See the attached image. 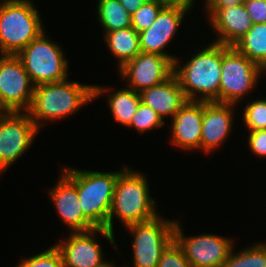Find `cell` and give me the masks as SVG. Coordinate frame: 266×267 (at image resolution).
<instances>
[{"instance_id":"cell-1","label":"cell","mask_w":266,"mask_h":267,"mask_svg":"<svg viewBox=\"0 0 266 267\" xmlns=\"http://www.w3.org/2000/svg\"><path fill=\"white\" fill-rule=\"evenodd\" d=\"M68 79L34 88L27 113L39 130L46 124L45 121L63 120L94 100V85Z\"/></svg>"},{"instance_id":"cell-2","label":"cell","mask_w":266,"mask_h":267,"mask_svg":"<svg viewBox=\"0 0 266 267\" xmlns=\"http://www.w3.org/2000/svg\"><path fill=\"white\" fill-rule=\"evenodd\" d=\"M174 61V75L188 101L219 103V86L222 69V44L212 42L197 50L190 60Z\"/></svg>"},{"instance_id":"cell-3","label":"cell","mask_w":266,"mask_h":267,"mask_svg":"<svg viewBox=\"0 0 266 267\" xmlns=\"http://www.w3.org/2000/svg\"><path fill=\"white\" fill-rule=\"evenodd\" d=\"M116 181L107 230L114 233V218L123 226L154 219L157 213L156 200L150 195L146 175L123 165Z\"/></svg>"},{"instance_id":"cell-4","label":"cell","mask_w":266,"mask_h":267,"mask_svg":"<svg viewBox=\"0 0 266 267\" xmlns=\"http://www.w3.org/2000/svg\"><path fill=\"white\" fill-rule=\"evenodd\" d=\"M60 172L76 186L83 215L96 228L107 229L115 185L121 171H86L64 166Z\"/></svg>"},{"instance_id":"cell-5","label":"cell","mask_w":266,"mask_h":267,"mask_svg":"<svg viewBox=\"0 0 266 267\" xmlns=\"http://www.w3.org/2000/svg\"><path fill=\"white\" fill-rule=\"evenodd\" d=\"M43 31L41 14L31 0H1L0 54L17 55Z\"/></svg>"},{"instance_id":"cell-6","label":"cell","mask_w":266,"mask_h":267,"mask_svg":"<svg viewBox=\"0 0 266 267\" xmlns=\"http://www.w3.org/2000/svg\"><path fill=\"white\" fill-rule=\"evenodd\" d=\"M46 34L43 31L17 54L35 87L66 80L69 75L65 53Z\"/></svg>"},{"instance_id":"cell-7","label":"cell","mask_w":266,"mask_h":267,"mask_svg":"<svg viewBox=\"0 0 266 267\" xmlns=\"http://www.w3.org/2000/svg\"><path fill=\"white\" fill-rule=\"evenodd\" d=\"M264 70L242 55L234 46L222 44L219 103H240L253 91Z\"/></svg>"},{"instance_id":"cell-8","label":"cell","mask_w":266,"mask_h":267,"mask_svg":"<svg viewBox=\"0 0 266 267\" xmlns=\"http://www.w3.org/2000/svg\"><path fill=\"white\" fill-rule=\"evenodd\" d=\"M176 222L157 215L152 220L126 226V230L133 236L132 266L157 267L163 252L174 241Z\"/></svg>"},{"instance_id":"cell-9","label":"cell","mask_w":266,"mask_h":267,"mask_svg":"<svg viewBox=\"0 0 266 267\" xmlns=\"http://www.w3.org/2000/svg\"><path fill=\"white\" fill-rule=\"evenodd\" d=\"M98 233L104 235L118 251L114 233L106 228L70 232L66 240L61 239L55 243L62 255L64 267H113L115 264L103 258L102 246L95 240Z\"/></svg>"},{"instance_id":"cell-10","label":"cell","mask_w":266,"mask_h":267,"mask_svg":"<svg viewBox=\"0 0 266 267\" xmlns=\"http://www.w3.org/2000/svg\"><path fill=\"white\" fill-rule=\"evenodd\" d=\"M39 132L27 112L0 115V174L31 148Z\"/></svg>"},{"instance_id":"cell-11","label":"cell","mask_w":266,"mask_h":267,"mask_svg":"<svg viewBox=\"0 0 266 267\" xmlns=\"http://www.w3.org/2000/svg\"><path fill=\"white\" fill-rule=\"evenodd\" d=\"M180 222H176L174 241L182 249L191 267H224L232 249L236 246L233 239L214 235L198 234L184 236Z\"/></svg>"},{"instance_id":"cell-12","label":"cell","mask_w":266,"mask_h":267,"mask_svg":"<svg viewBox=\"0 0 266 267\" xmlns=\"http://www.w3.org/2000/svg\"><path fill=\"white\" fill-rule=\"evenodd\" d=\"M34 84L17 55L0 54V104L6 112H27Z\"/></svg>"},{"instance_id":"cell-13","label":"cell","mask_w":266,"mask_h":267,"mask_svg":"<svg viewBox=\"0 0 266 267\" xmlns=\"http://www.w3.org/2000/svg\"><path fill=\"white\" fill-rule=\"evenodd\" d=\"M189 8L182 5L166 4L158 13L153 24L139 33L140 50L144 53L157 54L168 57L173 63L177 58L165 50L172 38L176 36L178 28L183 23Z\"/></svg>"},{"instance_id":"cell-14","label":"cell","mask_w":266,"mask_h":267,"mask_svg":"<svg viewBox=\"0 0 266 267\" xmlns=\"http://www.w3.org/2000/svg\"><path fill=\"white\" fill-rule=\"evenodd\" d=\"M126 87L136 92L163 83L174 73V63L165 56L140 52L118 70Z\"/></svg>"},{"instance_id":"cell-15","label":"cell","mask_w":266,"mask_h":267,"mask_svg":"<svg viewBox=\"0 0 266 267\" xmlns=\"http://www.w3.org/2000/svg\"><path fill=\"white\" fill-rule=\"evenodd\" d=\"M235 104L204 101L201 152L211 154L231 135Z\"/></svg>"},{"instance_id":"cell-16","label":"cell","mask_w":266,"mask_h":267,"mask_svg":"<svg viewBox=\"0 0 266 267\" xmlns=\"http://www.w3.org/2000/svg\"><path fill=\"white\" fill-rule=\"evenodd\" d=\"M204 101H187L171 119L170 142L176 148L201 150Z\"/></svg>"},{"instance_id":"cell-17","label":"cell","mask_w":266,"mask_h":267,"mask_svg":"<svg viewBox=\"0 0 266 267\" xmlns=\"http://www.w3.org/2000/svg\"><path fill=\"white\" fill-rule=\"evenodd\" d=\"M59 175L55 186L48 190V195L63 225H66L71 232L96 228L83 215L76 186L62 172Z\"/></svg>"},{"instance_id":"cell-18","label":"cell","mask_w":266,"mask_h":267,"mask_svg":"<svg viewBox=\"0 0 266 267\" xmlns=\"http://www.w3.org/2000/svg\"><path fill=\"white\" fill-rule=\"evenodd\" d=\"M207 20L215 31L214 41L234 46L253 26L244 4L217 9Z\"/></svg>"},{"instance_id":"cell-19","label":"cell","mask_w":266,"mask_h":267,"mask_svg":"<svg viewBox=\"0 0 266 267\" xmlns=\"http://www.w3.org/2000/svg\"><path fill=\"white\" fill-rule=\"evenodd\" d=\"M140 98L141 102L155 111L163 121L169 116L172 119L188 101L174 74L163 83L142 90Z\"/></svg>"},{"instance_id":"cell-20","label":"cell","mask_w":266,"mask_h":267,"mask_svg":"<svg viewBox=\"0 0 266 267\" xmlns=\"http://www.w3.org/2000/svg\"><path fill=\"white\" fill-rule=\"evenodd\" d=\"M111 90L114 89L112 87L104 88L103 86L94 85V100H96V98L98 99L100 95H104V93L108 94L106 96L108 102L107 104L109 106V110H111L114 121L127 128L140 105V93L128 87H124L116 90V92L112 91L110 93Z\"/></svg>"},{"instance_id":"cell-21","label":"cell","mask_w":266,"mask_h":267,"mask_svg":"<svg viewBox=\"0 0 266 267\" xmlns=\"http://www.w3.org/2000/svg\"><path fill=\"white\" fill-rule=\"evenodd\" d=\"M107 49L117 59L118 70L140 52L139 33L132 27L104 34Z\"/></svg>"},{"instance_id":"cell-22","label":"cell","mask_w":266,"mask_h":267,"mask_svg":"<svg viewBox=\"0 0 266 267\" xmlns=\"http://www.w3.org/2000/svg\"><path fill=\"white\" fill-rule=\"evenodd\" d=\"M234 47L263 70L266 69V23L253 24Z\"/></svg>"},{"instance_id":"cell-23","label":"cell","mask_w":266,"mask_h":267,"mask_svg":"<svg viewBox=\"0 0 266 267\" xmlns=\"http://www.w3.org/2000/svg\"><path fill=\"white\" fill-rule=\"evenodd\" d=\"M97 18L104 34L131 27V14L119 0H97Z\"/></svg>"},{"instance_id":"cell-24","label":"cell","mask_w":266,"mask_h":267,"mask_svg":"<svg viewBox=\"0 0 266 267\" xmlns=\"http://www.w3.org/2000/svg\"><path fill=\"white\" fill-rule=\"evenodd\" d=\"M233 248L224 267H266V242H256L240 251Z\"/></svg>"},{"instance_id":"cell-25","label":"cell","mask_w":266,"mask_h":267,"mask_svg":"<svg viewBox=\"0 0 266 267\" xmlns=\"http://www.w3.org/2000/svg\"><path fill=\"white\" fill-rule=\"evenodd\" d=\"M166 5L164 0H149L131 15V27L138 33L148 29Z\"/></svg>"},{"instance_id":"cell-26","label":"cell","mask_w":266,"mask_h":267,"mask_svg":"<svg viewBox=\"0 0 266 267\" xmlns=\"http://www.w3.org/2000/svg\"><path fill=\"white\" fill-rule=\"evenodd\" d=\"M243 111L242 117L247 130H266V98L249 102Z\"/></svg>"},{"instance_id":"cell-27","label":"cell","mask_w":266,"mask_h":267,"mask_svg":"<svg viewBox=\"0 0 266 267\" xmlns=\"http://www.w3.org/2000/svg\"><path fill=\"white\" fill-rule=\"evenodd\" d=\"M165 122L166 121H163L155 111L146 104L140 102L137 112L128 128H134L140 134H143L146 133V131L163 127Z\"/></svg>"},{"instance_id":"cell-28","label":"cell","mask_w":266,"mask_h":267,"mask_svg":"<svg viewBox=\"0 0 266 267\" xmlns=\"http://www.w3.org/2000/svg\"><path fill=\"white\" fill-rule=\"evenodd\" d=\"M16 267H64V263L60 251L53 245L36 255L23 258Z\"/></svg>"},{"instance_id":"cell-29","label":"cell","mask_w":266,"mask_h":267,"mask_svg":"<svg viewBox=\"0 0 266 267\" xmlns=\"http://www.w3.org/2000/svg\"><path fill=\"white\" fill-rule=\"evenodd\" d=\"M157 267H191L182 249L173 241L163 252Z\"/></svg>"},{"instance_id":"cell-30","label":"cell","mask_w":266,"mask_h":267,"mask_svg":"<svg viewBox=\"0 0 266 267\" xmlns=\"http://www.w3.org/2000/svg\"><path fill=\"white\" fill-rule=\"evenodd\" d=\"M249 133V134H248ZM247 146L251 152L260 158L266 157V130L248 131Z\"/></svg>"},{"instance_id":"cell-31","label":"cell","mask_w":266,"mask_h":267,"mask_svg":"<svg viewBox=\"0 0 266 267\" xmlns=\"http://www.w3.org/2000/svg\"><path fill=\"white\" fill-rule=\"evenodd\" d=\"M244 6L253 24L266 23V0H246Z\"/></svg>"},{"instance_id":"cell-32","label":"cell","mask_w":266,"mask_h":267,"mask_svg":"<svg viewBox=\"0 0 266 267\" xmlns=\"http://www.w3.org/2000/svg\"><path fill=\"white\" fill-rule=\"evenodd\" d=\"M246 0H205L204 8L208 19L217 9L225 8L234 5L244 4Z\"/></svg>"},{"instance_id":"cell-33","label":"cell","mask_w":266,"mask_h":267,"mask_svg":"<svg viewBox=\"0 0 266 267\" xmlns=\"http://www.w3.org/2000/svg\"><path fill=\"white\" fill-rule=\"evenodd\" d=\"M149 0H119L122 6L127 10L131 15L135 13L141 5Z\"/></svg>"},{"instance_id":"cell-34","label":"cell","mask_w":266,"mask_h":267,"mask_svg":"<svg viewBox=\"0 0 266 267\" xmlns=\"http://www.w3.org/2000/svg\"><path fill=\"white\" fill-rule=\"evenodd\" d=\"M166 4L182 5L190 10L194 7L196 0H164Z\"/></svg>"},{"instance_id":"cell-35","label":"cell","mask_w":266,"mask_h":267,"mask_svg":"<svg viewBox=\"0 0 266 267\" xmlns=\"http://www.w3.org/2000/svg\"><path fill=\"white\" fill-rule=\"evenodd\" d=\"M6 111L4 110V108L2 107V105L0 104V115L5 114Z\"/></svg>"}]
</instances>
